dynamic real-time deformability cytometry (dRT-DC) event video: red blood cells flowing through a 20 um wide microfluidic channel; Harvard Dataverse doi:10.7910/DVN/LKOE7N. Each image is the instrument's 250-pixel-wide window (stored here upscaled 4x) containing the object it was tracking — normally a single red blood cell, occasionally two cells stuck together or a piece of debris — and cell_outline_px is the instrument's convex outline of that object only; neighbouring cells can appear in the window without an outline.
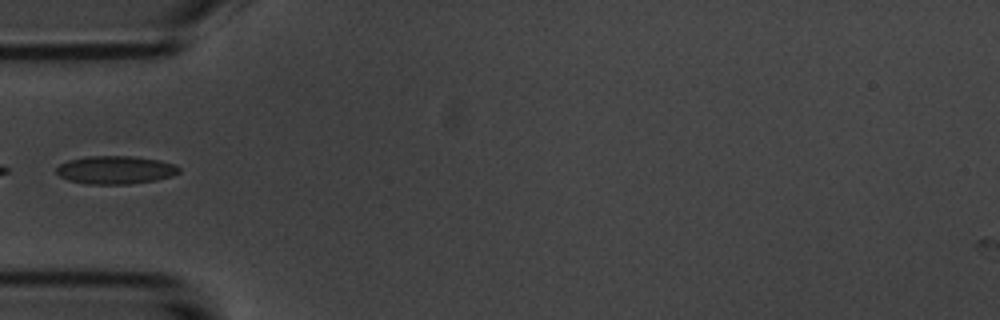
{"species": "common noctule bat (a hibernating species)", "species_latin": "Nyctalus noctula", "temperature_condition": "room temperature", "stored_images_in_passage": 5, "camera_frame_rate_fps": 3000, "um_per_image_px": 0.085, "animal": {"sex": "male", "body_mass_g": 20.1, "forearm_length_mm": 53.5}, "frame": {"image": 1, "passage_image": 5, "time_ms": 4.667, "image_size_px": [1000, 320], "cell_outline_px": [[180, 172], [172, 176], [156, 180], [128, 184], [88, 184], [68, 180], [60, 176], [56, 172], [56, 168], [60, 164], [68, 160], [88, 156], [132, 156], [160, 160], [176, 164], [180, 168]], "centroid_in_image_um": [9.84, 14.44], "position_along_channel_um": 75.2, "area_um2": 20.17}}